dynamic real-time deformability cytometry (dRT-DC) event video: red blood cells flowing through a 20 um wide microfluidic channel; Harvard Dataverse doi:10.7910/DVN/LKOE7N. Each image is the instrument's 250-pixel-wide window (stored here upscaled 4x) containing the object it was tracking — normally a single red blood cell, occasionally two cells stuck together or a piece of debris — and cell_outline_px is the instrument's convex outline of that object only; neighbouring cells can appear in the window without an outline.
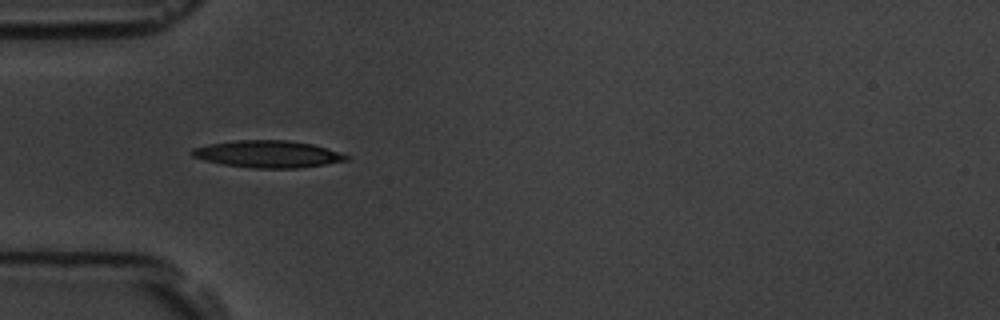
{"species": "common noctule bat (a hibernating species)", "species_latin": "Nyctalus noctula", "temperature_condition": "room temperature", "stored_images_in_passage": 4, "camera_frame_rate_fps": 3000, "um_per_image_px": 0.085, "animal": {"sex": "male", "body_mass_g": 19.5, "forearm_length_mm": 54.6}, "frame": {"image": 1, "passage_image": 3, "time_ms": 3.333, "image_size_px": [1000, 320], "cell_outline_px": [[348, 160], [300, 168], [252, 168], [224, 164], [204, 160], [192, 156], [188, 152], [192, 148], [208, 144], [236, 140], [288, 140], [312, 144], [340, 152], [348, 156]], "centroid_in_image_um": [22.73, 13.09], "position_along_channel_um": 62.3, "area_um2": 24.28}}
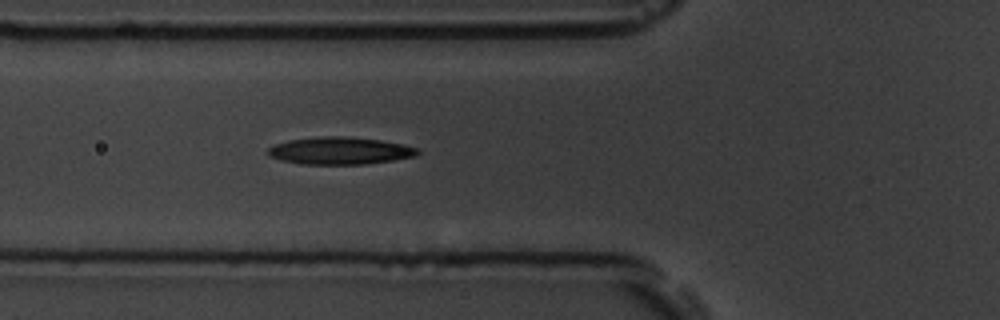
{"frame": {"image": 2, "passage_image": 4, "time_ms": 4.333, "image_size_px": [1000, 320], "cell_outline_px": [[420, 152], [416, 156], [392, 160], [364, 164], [300, 164], [280, 160], [268, 156], [268, 148], [276, 144], [288, 140], [320, 136], [348, 136], [380, 140], [404, 144], [416, 148]], "centroid_in_image_um": [28.87, 12.81], "position_along_channel_um": 96.9, "area_um2": 23.87}}